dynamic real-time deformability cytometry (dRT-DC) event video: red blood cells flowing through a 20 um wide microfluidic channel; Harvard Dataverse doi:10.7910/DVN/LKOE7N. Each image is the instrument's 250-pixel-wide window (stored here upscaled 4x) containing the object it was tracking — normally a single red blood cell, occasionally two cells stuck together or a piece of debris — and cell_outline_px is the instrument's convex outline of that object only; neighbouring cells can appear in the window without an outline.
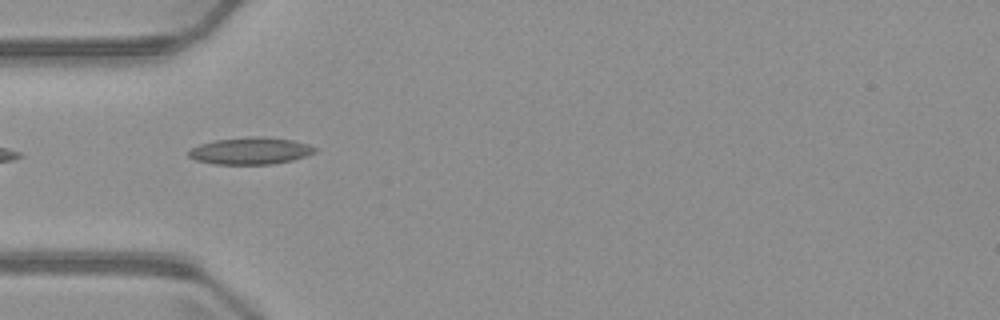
{"species": "common noctule bat (a hibernating species)", "species_latin": "Nyctalus noctula", "temperature_condition": "warm", "stored_images_in_passage": 5, "camera_frame_rate_fps": 3000, "um_per_image_px": 0.085, "animal": {"sex": "male", "body_mass_g": 23.1, "forearm_length_mm": 52.7}, "frame": {"image": 1, "passage_image": 5, "time_ms": 4.667, "image_size_px": [1000, 320], "cell_outline_px": [[316, 152], [292, 160], [272, 164], [212, 164], [196, 160], [188, 156], [188, 152], [192, 148], [200, 144], [212, 140], [252, 136], [264, 136], [292, 140], [308, 144], [316, 148]], "centroid_in_image_um": [21.27, 12.81], "position_along_channel_um": 63.7, "area_um2": 19.88}}